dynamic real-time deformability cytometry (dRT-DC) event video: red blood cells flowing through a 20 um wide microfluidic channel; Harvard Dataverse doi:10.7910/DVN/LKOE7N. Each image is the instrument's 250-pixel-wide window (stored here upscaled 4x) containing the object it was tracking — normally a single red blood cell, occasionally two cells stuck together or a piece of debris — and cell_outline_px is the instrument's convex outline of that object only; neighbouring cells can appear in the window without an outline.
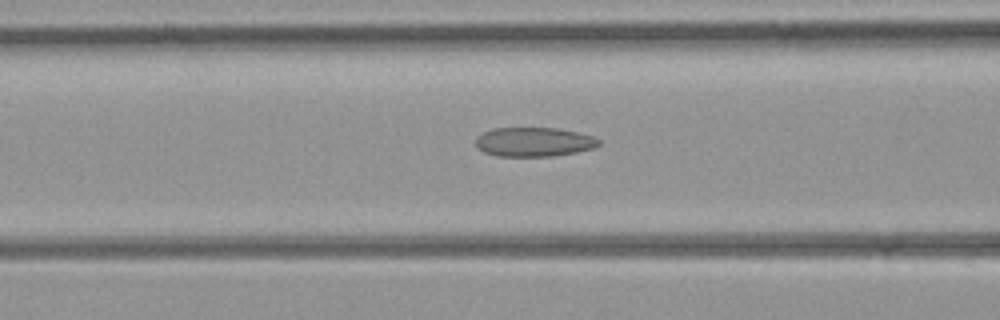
{"species": "common noctule bat (a hibernating species)", "species_latin": "Nyctalus noctula", "temperature_condition": "room temperature", "stored_images_in_passage": 30, "camera_frame_rate_fps": 3000, "um_per_image_px": 0.085, "animal": {"sex": "female", "body_mass_g": 21.9}, "frame": {"image": 1, "passage_image": 4, "time_ms": 1.0, "image_size_px": [1000, 320], "cell_outline_px": [[600, 144], [596, 148], [576, 152], [552, 156], [496, 156], [484, 152], [476, 148], [476, 136], [492, 128], [556, 128], [576, 132], [592, 136], [600, 140]], "centroid_in_image_um": [45.36, 12.07], "position_along_channel_um": 121.2, "area_um2": 21.04}}
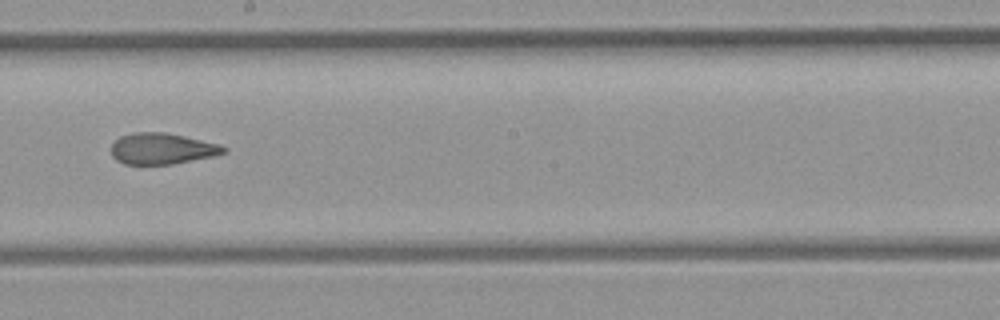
{"frame": {"image": 2, "passage_image": 11, "time_ms": 3.333, "image_size_px": [1000, 320], "cell_outline_px": [[228, 148], [224, 152], [212, 156], [172, 164], [124, 164], [116, 160], [112, 156], [112, 144], [120, 136], [136, 132], [164, 132], [184, 136], [220, 144]], "centroid_in_image_um": [13.76, 12.63], "position_along_channel_um": 234.4, "area_um2": 20.23}}
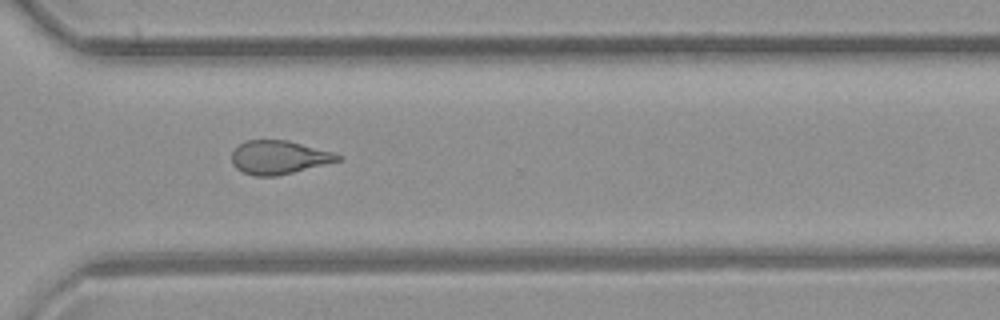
{"frame": {"image": 3, "passage_image": 18, "time_ms": 5.667, "image_size_px": [1000, 320], "cell_outline_px": [[344, 156], [340, 160], [276, 176], [256, 176], [244, 172], [236, 168], [232, 164], [232, 152], [244, 140], [288, 140], [332, 152]], "centroid_in_image_um": [23.68, 13.36], "position_along_channel_um": 346.9, "area_um2": 20.46}}